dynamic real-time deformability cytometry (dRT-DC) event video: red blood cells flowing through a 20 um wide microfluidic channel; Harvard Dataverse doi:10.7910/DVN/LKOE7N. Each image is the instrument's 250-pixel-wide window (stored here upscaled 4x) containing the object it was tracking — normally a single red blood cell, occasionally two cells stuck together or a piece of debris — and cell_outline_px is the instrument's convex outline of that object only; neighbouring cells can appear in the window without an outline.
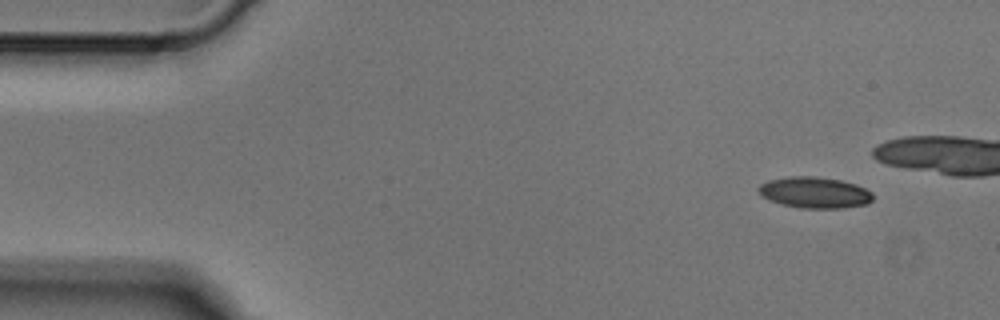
{"species": "Egyptian fruit bat (a non-hibernating species)", "species_latin": "Rousettus aegyptiacus", "temperature_condition": "cold", "stored_images_in_passage": 5, "camera_frame_rate_fps": 3000, "um_per_image_px": 0.085, "animal": {"sex": "male"}, "frame": {"image": 1, "passage_image": 5, "time_ms": 1.333, "image_size_px": [1000, 320], "cell_outline_px": [[872, 200], [868, 204], [844, 208], [800, 208], [784, 204], [772, 200], [764, 196], [756, 188], [760, 184], [768, 180], [788, 176], [812, 176], [840, 180], [856, 184], [872, 192]], "centroid_in_image_um": [69.27, 16.36], "position_along_channel_um": 15.7, "area_um2": 20.63}}